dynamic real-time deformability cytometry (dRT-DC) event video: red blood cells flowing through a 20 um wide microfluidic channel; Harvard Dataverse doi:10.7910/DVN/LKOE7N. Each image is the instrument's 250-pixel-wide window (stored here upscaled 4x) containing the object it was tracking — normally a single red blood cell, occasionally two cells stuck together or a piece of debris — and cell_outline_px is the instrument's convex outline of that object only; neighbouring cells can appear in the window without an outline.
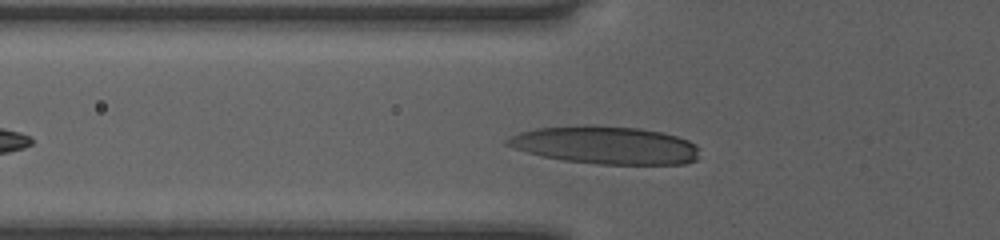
{"species": "human", "species_latin": "Homo sapiens", "temperature_condition": "room temperature", "stored_images_in_passage": 33, "camera_frame_rate_fps": 3000, "um_per_image_px": 0.085, "donor": {"sex": "female"}, "frame": {"image": 1, "passage_image": 7, "time_ms": 2.0, "image_size_px": [1000, 240], "cell_outline_px": [[700, 148], [696, 160], [688, 164], [596, 164], [564, 160], [540, 156], [512, 148], [504, 144], [504, 140], [508, 136], [520, 132], [536, 128], [584, 124], [596, 124], [640, 128], [664, 132], [688, 140], [696, 144]], "centroid_in_image_um": [51.44, 12.32], "position_along_channel_um": 74.4, "area_um2": 43.18}}
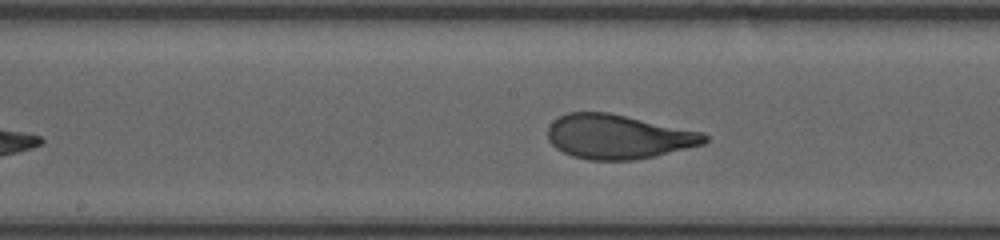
{"frame": {"image": 2, "passage_image": 16, "time_ms": 5.0, "image_size_px": [1000, 240], "cell_outline_px": [[708, 140], [704, 144], [652, 156], [632, 160], [588, 160], [572, 156], [556, 148], [548, 140], [548, 124], [552, 120], [568, 112], [608, 112], [700, 132], [708, 136]], "centroid_in_image_um": [52.48, 11.61], "position_along_channel_um": 195.7, "area_um2": 40.17}}
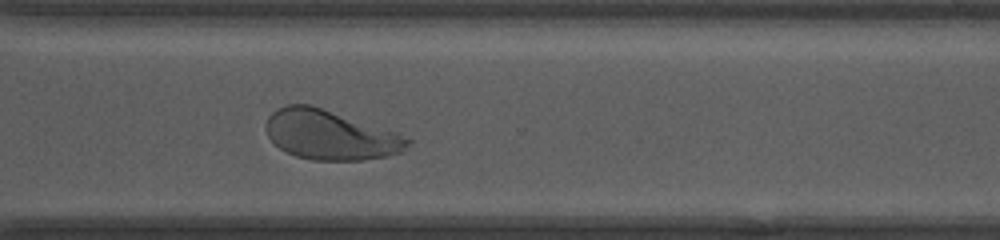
{"frame": {"image": 3, "passage_image": 27, "time_ms": 8.667, "image_size_px": [1000, 240], "cell_outline_px": [[412, 140], [400, 152], [388, 156], [360, 160], [312, 160], [296, 156], [280, 148], [268, 136], [268, 116], [276, 108], [288, 104], [308, 104], [396, 132]], "centroid_in_image_um": [28.06, 11.47], "position_along_channel_um": 342.5, "area_um2": 40.17}, "authors_computed_cell_mechanics": {"area_um2": 40.5178, "velocity_mm_per_s": 4.022, "shape_relaxation_time_tau1_ms": 3.1976, "shape_relaxation_time_tau2_ms": null, "deformation_change_tau1": 0.171, "deformation_change_tau2": null}}